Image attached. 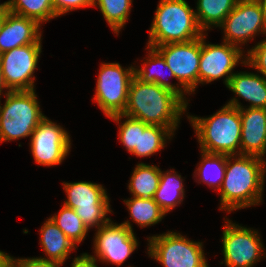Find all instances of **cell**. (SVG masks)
Returning a JSON list of instances; mask_svg holds the SVG:
<instances>
[{
  "label": "cell",
  "instance_id": "6da1fadb",
  "mask_svg": "<svg viewBox=\"0 0 266 267\" xmlns=\"http://www.w3.org/2000/svg\"><path fill=\"white\" fill-rule=\"evenodd\" d=\"M266 178V160L255 155H227L219 210L228 212L260 205Z\"/></svg>",
  "mask_w": 266,
  "mask_h": 267
},
{
  "label": "cell",
  "instance_id": "7a4b0ae2",
  "mask_svg": "<svg viewBox=\"0 0 266 267\" xmlns=\"http://www.w3.org/2000/svg\"><path fill=\"white\" fill-rule=\"evenodd\" d=\"M187 107L173 92L156 83H144L134 76L123 115L149 125L169 128L175 133Z\"/></svg>",
  "mask_w": 266,
  "mask_h": 267
},
{
  "label": "cell",
  "instance_id": "3957f363",
  "mask_svg": "<svg viewBox=\"0 0 266 267\" xmlns=\"http://www.w3.org/2000/svg\"><path fill=\"white\" fill-rule=\"evenodd\" d=\"M200 151L213 154L240 155V109L225 104L209 117L188 115Z\"/></svg>",
  "mask_w": 266,
  "mask_h": 267
},
{
  "label": "cell",
  "instance_id": "277c9868",
  "mask_svg": "<svg viewBox=\"0 0 266 267\" xmlns=\"http://www.w3.org/2000/svg\"><path fill=\"white\" fill-rule=\"evenodd\" d=\"M147 46L188 42L204 35L195 11L185 0H160L149 29Z\"/></svg>",
  "mask_w": 266,
  "mask_h": 267
},
{
  "label": "cell",
  "instance_id": "5b68a950",
  "mask_svg": "<svg viewBox=\"0 0 266 267\" xmlns=\"http://www.w3.org/2000/svg\"><path fill=\"white\" fill-rule=\"evenodd\" d=\"M0 98V144L30 137L46 115L40 109L35 90L8 91Z\"/></svg>",
  "mask_w": 266,
  "mask_h": 267
},
{
  "label": "cell",
  "instance_id": "8992f818",
  "mask_svg": "<svg viewBox=\"0 0 266 267\" xmlns=\"http://www.w3.org/2000/svg\"><path fill=\"white\" fill-rule=\"evenodd\" d=\"M147 241L149 257L163 267H209L203 242L174 231L147 237Z\"/></svg>",
  "mask_w": 266,
  "mask_h": 267
},
{
  "label": "cell",
  "instance_id": "52a82bcc",
  "mask_svg": "<svg viewBox=\"0 0 266 267\" xmlns=\"http://www.w3.org/2000/svg\"><path fill=\"white\" fill-rule=\"evenodd\" d=\"M67 199L64 205L75 210L86 227L99 229L111 218L110 199L106 189L99 183L91 181L62 182Z\"/></svg>",
  "mask_w": 266,
  "mask_h": 267
},
{
  "label": "cell",
  "instance_id": "ba28073f",
  "mask_svg": "<svg viewBox=\"0 0 266 267\" xmlns=\"http://www.w3.org/2000/svg\"><path fill=\"white\" fill-rule=\"evenodd\" d=\"M222 255L226 267H254L266 257L265 246L258 230L236 224L224 217Z\"/></svg>",
  "mask_w": 266,
  "mask_h": 267
},
{
  "label": "cell",
  "instance_id": "9c48e42d",
  "mask_svg": "<svg viewBox=\"0 0 266 267\" xmlns=\"http://www.w3.org/2000/svg\"><path fill=\"white\" fill-rule=\"evenodd\" d=\"M135 76L134 66L123 68L119 63H101L93 102L107 118L123 114L130 83Z\"/></svg>",
  "mask_w": 266,
  "mask_h": 267
},
{
  "label": "cell",
  "instance_id": "30bf717a",
  "mask_svg": "<svg viewBox=\"0 0 266 267\" xmlns=\"http://www.w3.org/2000/svg\"><path fill=\"white\" fill-rule=\"evenodd\" d=\"M94 235L92 256L103 264H116L119 267L139 246L130 220L118 224L110 219L104 226L96 229Z\"/></svg>",
  "mask_w": 266,
  "mask_h": 267
},
{
  "label": "cell",
  "instance_id": "8fae6325",
  "mask_svg": "<svg viewBox=\"0 0 266 267\" xmlns=\"http://www.w3.org/2000/svg\"><path fill=\"white\" fill-rule=\"evenodd\" d=\"M206 35L208 33L201 37L199 84L223 78V83L227 87L230 77L235 73L234 68L239 64L245 65L246 51L224 41L221 44L206 42Z\"/></svg>",
  "mask_w": 266,
  "mask_h": 267
},
{
  "label": "cell",
  "instance_id": "7c38bea8",
  "mask_svg": "<svg viewBox=\"0 0 266 267\" xmlns=\"http://www.w3.org/2000/svg\"><path fill=\"white\" fill-rule=\"evenodd\" d=\"M42 37L33 44L0 54L3 80L9 91L35 90V76L42 53Z\"/></svg>",
  "mask_w": 266,
  "mask_h": 267
},
{
  "label": "cell",
  "instance_id": "4fadbf2b",
  "mask_svg": "<svg viewBox=\"0 0 266 267\" xmlns=\"http://www.w3.org/2000/svg\"><path fill=\"white\" fill-rule=\"evenodd\" d=\"M223 41L242 49L259 34L266 35V20L258 0H238L235 8L219 26Z\"/></svg>",
  "mask_w": 266,
  "mask_h": 267
},
{
  "label": "cell",
  "instance_id": "5bb4252c",
  "mask_svg": "<svg viewBox=\"0 0 266 267\" xmlns=\"http://www.w3.org/2000/svg\"><path fill=\"white\" fill-rule=\"evenodd\" d=\"M69 132L47 116L30 138V150L35 163L45 167L60 165L71 151Z\"/></svg>",
  "mask_w": 266,
  "mask_h": 267
},
{
  "label": "cell",
  "instance_id": "9a60e30c",
  "mask_svg": "<svg viewBox=\"0 0 266 267\" xmlns=\"http://www.w3.org/2000/svg\"><path fill=\"white\" fill-rule=\"evenodd\" d=\"M173 71L177 83L190 94L199 84L201 37L188 42L168 43L154 47Z\"/></svg>",
  "mask_w": 266,
  "mask_h": 267
},
{
  "label": "cell",
  "instance_id": "2e32d148",
  "mask_svg": "<svg viewBox=\"0 0 266 267\" xmlns=\"http://www.w3.org/2000/svg\"><path fill=\"white\" fill-rule=\"evenodd\" d=\"M241 143L240 155L266 156V109H240Z\"/></svg>",
  "mask_w": 266,
  "mask_h": 267
},
{
  "label": "cell",
  "instance_id": "e0dca14e",
  "mask_svg": "<svg viewBox=\"0 0 266 267\" xmlns=\"http://www.w3.org/2000/svg\"><path fill=\"white\" fill-rule=\"evenodd\" d=\"M226 88L237 95L226 104L241 109L243 105L239 99L242 98L249 102L248 108L266 109V78L258 72L237 71L230 77Z\"/></svg>",
  "mask_w": 266,
  "mask_h": 267
},
{
  "label": "cell",
  "instance_id": "ac0fdd59",
  "mask_svg": "<svg viewBox=\"0 0 266 267\" xmlns=\"http://www.w3.org/2000/svg\"><path fill=\"white\" fill-rule=\"evenodd\" d=\"M41 25L35 20L9 12L0 31V54L36 43L42 37Z\"/></svg>",
  "mask_w": 266,
  "mask_h": 267
},
{
  "label": "cell",
  "instance_id": "d6986e66",
  "mask_svg": "<svg viewBox=\"0 0 266 267\" xmlns=\"http://www.w3.org/2000/svg\"><path fill=\"white\" fill-rule=\"evenodd\" d=\"M145 50H148V54L142 60L144 62L141 67L134 65L135 76L144 83H156L162 88L173 92L188 106V101L190 100H187L186 95L188 94L189 96L191 94L181 84H173L164 78L165 75H163L162 69L168 71V77L175 78V75L163 56L155 48L146 46Z\"/></svg>",
  "mask_w": 266,
  "mask_h": 267
},
{
  "label": "cell",
  "instance_id": "ffe728a7",
  "mask_svg": "<svg viewBox=\"0 0 266 267\" xmlns=\"http://www.w3.org/2000/svg\"><path fill=\"white\" fill-rule=\"evenodd\" d=\"M39 231V244H41V248L46 254L44 257H37L39 259L65 264L72 251L78 247L72 243L50 217L45 220Z\"/></svg>",
  "mask_w": 266,
  "mask_h": 267
},
{
  "label": "cell",
  "instance_id": "44dd1931",
  "mask_svg": "<svg viewBox=\"0 0 266 267\" xmlns=\"http://www.w3.org/2000/svg\"><path fill=\"white\" fill-rule=\"evenodd\" d=\"M184 178L174 169L162 171L158 189L153 199L167 215L179 206L185 197Z\"/></svg>",
  "mask_w": 266,
  "mask_h": 267
},
{
  "label": "cell",
  "instance_id": "7402d4cb",
  "mask_svg": "<svg viewBox=\"0 0 266 267\" xmlns=\"http://www.w3.org/2000/svg\"><path fill=\"white\" fill-rule=\"evenodd\" d=\"M237 2L238 0H197L195 16L204 34L213 27H219Z\"/></svg>",
  "mask_w": 266,
  "mask_h": 267
},
{
  "label": "cell",
  "instance_id": "603a6c76",
  "mask_svg": "<svg viewBox=\"0 0 266 267\" xmlns=\"http://www.w3.org/2000/svg\"><path fill=\"white\" fill-rule=\"evenodd\" d=\"M175 134L169 129L159 125H149L139 120L138 148L130 153L136 157H150L166 147Z\"/></svg>",
  "mask_w": 266,
  "mask_h": 267
},
{
  "label": "cell",
  "instance_id": "cb8c5ba5",
  "mask_svg": "<svg viewBox=\"0 0 266 267\" xmlns=\"http://www.w3.org/2000/svg\"><path fill=\"white\" fill-rule=\"evenodd\" d=\"M201 152V160L193 174L196 183H204L213 190L219 191L226 171L227 155ZM198 178V179H197Z\"/></svg>",
  "mask_w": 266,
  "mask_h": 267
},
{
  "label": "cell",
  "instance_id": "d4e9b609",
  "mask_svg": "<svg viewBox=\"0 0 266 267\" xmlns=\"http://www.w3.org/2000/svg\"><path fill=\"white\" fill-rule=\"evenodd\" d=\"M161 169L159 166L138 163L131 174L128 190L131 196L153 198L159 186Z\"/></svg>",
  "mask_w": 266,
  "mask_h": 267
},
{
  "label": "cell",
  "instance_id": "484cf974",
  "mask_svg": "<svg viewBox=\"0 0 266 267\" xmlns=\"http://www.w3.org/2000/svg\"><path fill=\"white\" fill-rule=\"evenodd\" d=\"M123 202L127 206L132 222L141 228L156 225L166 216L153 198L132 196Z\"/></svg>",
  "mask_w": 266,
  "mask_h": 267
},
{
  "label": "cell",
  "instance_id": "4316f807",
  "mask_svg": "<svg viewBox=\"0 0 266 267\" xmlns=\"http://www.w3.org/2000/svg\"><path fill=\"white\" fill-rule=\"evenodd\" d=\"M6 4L9 12L35 20L41 26L57 18L52 0H8Z\"/></svg>",
  "mask_w": 266,
  "mask_h": 267
},
{
  "label": "cell",
  "instance_id": "83f0119b",
  "mask_svg": "<svg viewBox=\"0 0 266 267\" xmlns=\"http://www.w3.org/2000/svg\"><path fill=\"white\" fill-rule=\"evenodd\" d=\"M132 2L133 0H94L93 7H98L108 26L118 36L130 17Z\"/></svg>",
  "mask_w": 266,
  "mask_h": 267
},
{
  "label": "cell",
  "instance_id": "f1b7e54d",
  "mask_svg": "<svg viewBox=\"0 0 266 267\" xmlns=\"http://www.w3.org/2000/svg\"><path fill=\"white\" fill-rule=\"evenodd\" d=\"M50 219L76 246L86 238L89 229L84 222L77 216L74 209L62 205L60 211Z\"/></svg>",
  "mask_w": 266,
  "mask_h": 267
},
{
  "label": "cell",
  "instance_id": "f546056e",
  "mask_svg": "<svg viewBox=\"0 0 266 267\" xmlns=\"http://www.w3.org/2000/svg\"><path fill=\"white\" fill-rule=\"evenodd\" d=\"M109 118L118 124V140L122 143L126 151L131 153L134 148H138L139 120L127 117L123 114L114 115ZM122 119H124V121H122Z\"/></svg>",
  "mask_w": 266,
  "mask_h": 267
},
{
  "label": "cell",
  "instance_id": "4dcf8cb0",
  "mask_svg": "<svg viewBox=\"0 0 266 267\" xmlns=\"http://www.w3.org/2000/svg\"><path fill=\"white\" fill-rule=\"evenodd\" d=\"M245 66L254 68L258 73L266 78V38L247 49Z\"/></svg>",
  "mask_w": 266,
  "mask_h": 267
},
{
  "label": "cell",
  "instance_id": "1f68e13d",
  "mask_svg": "<svg viewBox=\"0 0 266 267\" xmlns=\"http://www.w3.org/2000/svg\"><path fill=\"white\" fill-rule=\"evenodd\" d=\"M63 264L53 261L42 260L37 257L15 258L5 254L4 267H60Z\"/></svg>",
  "mask_w": 266,
  "mask_h": 267
},
{
  "label": "cell",
  "instance_id": "d6a6232c",
  "mask_svg": "<svg viewBox=\"0 0 266 267\" xmlns=\"http://www.w3.org/2000/svg\"><path fill=\"white\" fill-rule=\"evenodd\" d=\"M57 17L77 9L93 7L94 0H52Z\"/></svg>",
  "mask_w": 266,
  "mask_h": 267
},
{
  "label": "cell",
  "instance_id": "836d02e7",
  "mask_svg": "<svg viewBox=\"0 0 266 267\" xmlns=\"http://www.w3.org/2000/svg\"><path fill=\"white\" fill-rule=\"evenodd\" d=\"M97 260L88 253H81L80 256L74 257L71 267H98Z\"/></svg>",
  "mask_w": 266,
  "mask_h": 267
},
{
  "label": "cell",
  "instance_id": "e575fe53",
  "mask_svg": "<svg viewBox=\"0 0 266 267\" xmlns=\"http://www.w3.org/2000/svg\"><path fill=\"white\" fill-rule=\"evenodd\" d=\"M6 91L8 92L9 90L6 88V85L4 83L3 75H2V69H1V64H0V98L2 97V95H4V94L7 93Z\"/></svg>",
  "mask_w": 266,
  "mask_h": 267
},
{
  "label": "cell",
  "instance_id": "d590c367",
  "mask_svg": "<svg viewBox=\"0 0 266 267\" xmlns=\"http://www.w3.org/2000/svg\"><path fill=\"white\" fill-rule=\"evenodd\" d=\"M6 17V9L0 10V31Z\"/></svg>",
  "mask_w": 266,
  "mask_h": 267
},
{
  "label": "cell",
  "instance_id": "8d00e7d4",
  "mask_svg": "<svg viewBox=\"0 0 266 267\" xmlns=\"http://www.w3.org/2000/svg\"><path fill=\"white\" fill-rule=\"evenodd\" d=\"M262 6L264 15H265V20H266V0H258Z\"/></svg>",
  "mask_w": 266,
  "mask_h": 267
},
{
  "label": "cell",
  "instance_id": "74e56055",
  "mask_svg": "<svg viewBox=\"0 0 266 267\" xmlns=\"http://www.w3.org/2000/svg\"><path fill=\"white\" fill-rule=\"evenodd\" d=\"M7 9L6 1L3 3H0V10Z\"/></svg>",
  "mask_w": 266,
  "mask_h": 267
}]
</instances>
